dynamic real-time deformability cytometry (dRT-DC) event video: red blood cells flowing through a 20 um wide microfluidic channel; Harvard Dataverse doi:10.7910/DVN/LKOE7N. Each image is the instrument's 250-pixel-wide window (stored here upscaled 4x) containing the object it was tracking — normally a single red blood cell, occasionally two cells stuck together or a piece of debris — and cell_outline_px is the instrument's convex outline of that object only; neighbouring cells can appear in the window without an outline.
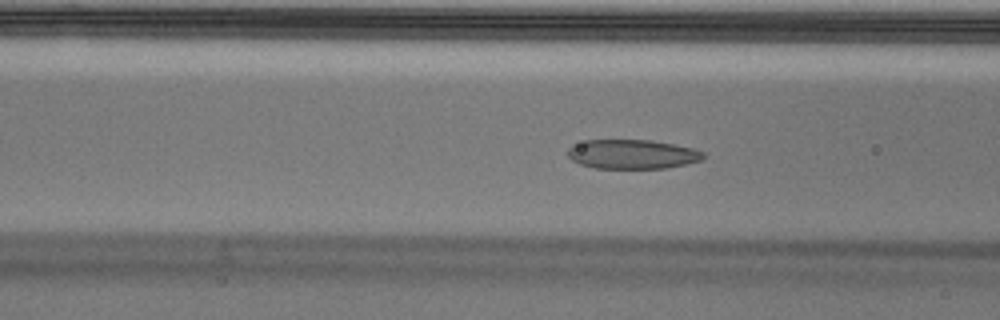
{"species": "Egyptian fruit bat (a non-hibernating species)", "species_latin": "Rousettus aegyptiacus", "temperature_condition": "cold", "stored_images_in_passage": 57, "camera_frame_rate_fps": 3000, "um_per_image_px": 0.085, "animal": {"sex": "male"}, "frame": {"image": 1, "passage_image": 22, "time_ms": 7.0, "image_size_px": [1000, 320], "cell_outline_px": [[704, 160], [664, 168], [596, 168], [580, 164], [572, 160], [568, 156], [568, 148], [584, 140], [652, 140], [692, 148], [704, 152]], "centroid_in_image_um": [53.74, 13.1], "position_along_channel_um": 112.9, "area_um2": 23.0}}
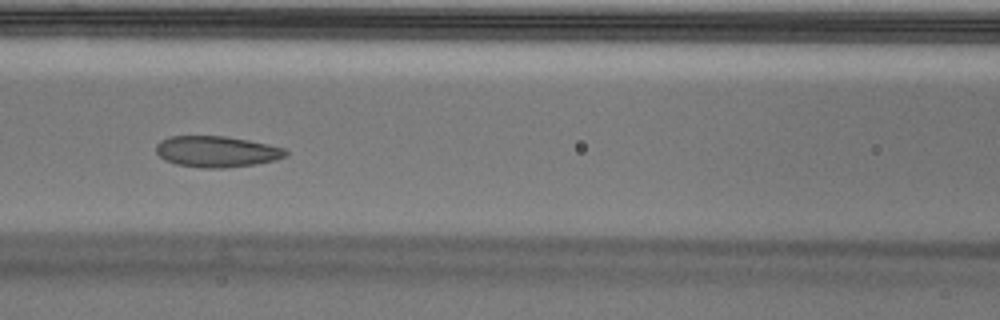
{"frame": {"image": 2, "passage_image": 25, "time_ms": 8.0, "image_size_px": [1000, 320], "cell_outline_px": [[288, 156], [276, 160], [256, 164], [224, 168], [200, 168], [176, 164], [164, 160], [156, 152], [156, 144], [160, 140], [172, 136], [224, 136], [248, 140], [268, 144], [284, 148], [288, 152]], "centroid_in_image_um": [18.42, 12.89], "position_along_channel_um": 148.2, "area_um2": 23.64}}
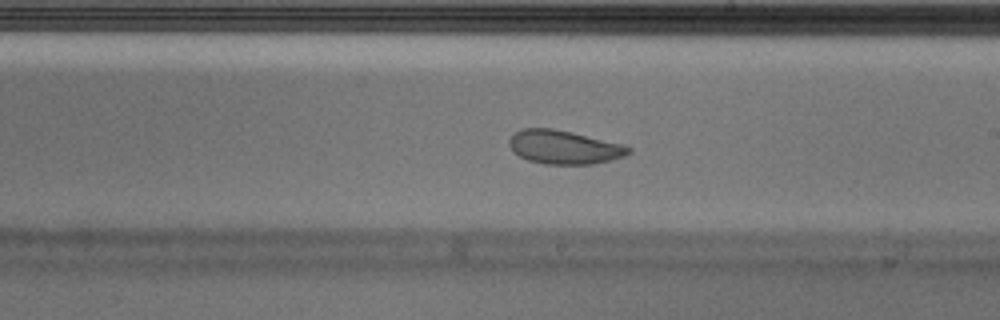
{"frame": {"image": 3, "passage_image": 33, "time_ms": 10.667, "image_size_px": [1000, 320], "cell_outline_px": [[632, 152], [624, 156], [612, 160], [592, 164], [544, 164], [528, 160], [512, 152], [508, 144], [508, 140], [520, 128], [552, 128], [572, 132], [620, 144], [632, 148]], "centroid_in_image_um": [47.91, 12.51], "position_along_channel_um": 241.1, "area_um2": 23.41}, "authors_computed_cell_mechanics": {"area_um2": 24.854, "velocity_mm_per_s": 3.491, "shape_relaxation_time_tau1_ms": null, "shape_relaxation_time_tau2_ms": 1.7281, "deformation_change_tau1": null, "deformation_change_tau2": 0.0664}}